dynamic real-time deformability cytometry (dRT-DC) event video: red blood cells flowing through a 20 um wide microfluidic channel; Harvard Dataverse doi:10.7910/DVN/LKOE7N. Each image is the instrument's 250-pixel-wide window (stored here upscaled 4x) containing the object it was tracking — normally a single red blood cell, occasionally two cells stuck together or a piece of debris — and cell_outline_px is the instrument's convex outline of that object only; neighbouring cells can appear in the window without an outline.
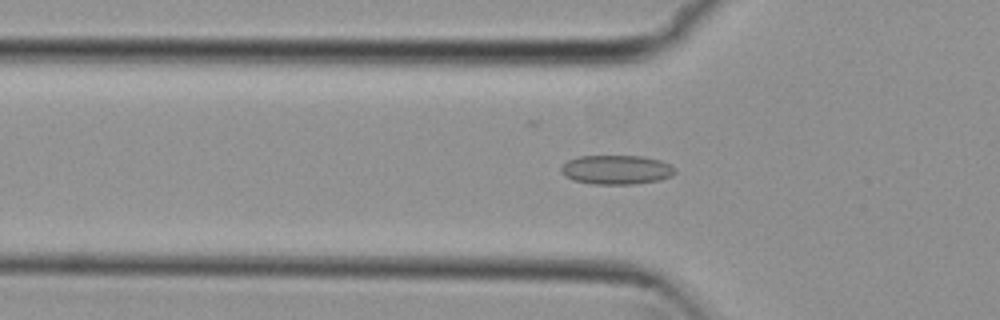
{"species": "common noctule bat (a hibernating species)", "species_latin": "Nyctalus noctula", "temperature_condition": "cold", "stored_images_in_passage": 55, "camera_frame_rate_fps": 3000, "um_per_image_px": 0.085, "animal": {"sex": "female", "body_mass_g": 29.2, "forearm_length_mm": 56.3}, "frame": {"image": 1, "passage_image": 18, "time_ms": 5.667, "image_size_px": [1000, 320], "cell_outline_px": [[676, 172], [672, 176], [660, 180], [632, 184], [592, 184], [572, 180], [564, 176], [560, 172], [560, 168], [568, 160], [580, 156], [644, 156], [660, 160], [676, 168]], "centroid_in_image_um": [52.39, 14.43], "position_along_channel_um": 73.4, "area_um2": 19.54}}
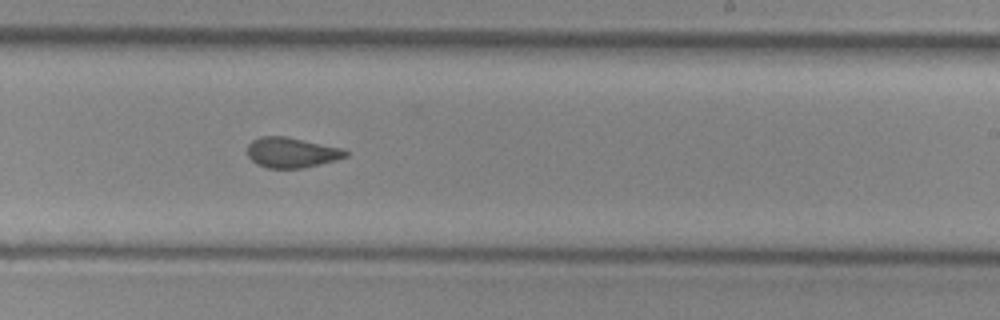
{"frame": {"image": 2, "passage_image": 33, "time_ms": 10.667, "image_size_px": [1000, 320], "cell_outline_px": [[348, 156], [336, 160], [304, 168], [268, 168], [256, 164], [248, 156], [248, 144], [252, 140], [260, 136], [288, 136], [340, 148], [348, 152]], "centroid_in_image_um": [24.77, 12.96], "position_along_channel_um": 264.2, "area_um2": 17.34}}
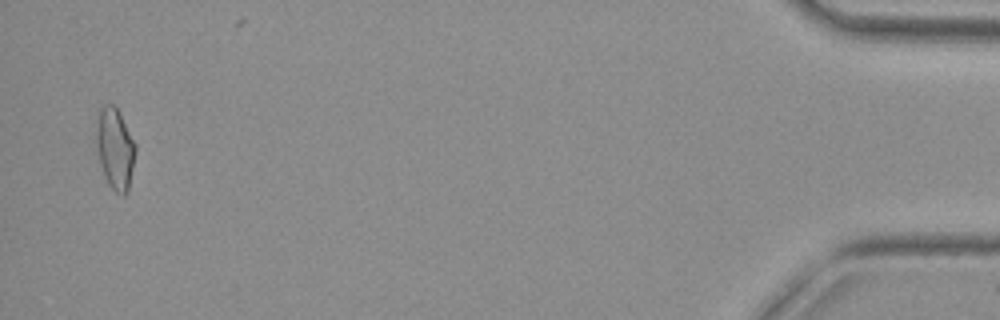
{"frame": {"image": 3, "passage_image": 53, "time_ms": 17.333, "image_size_px": [1000, 320], "cell_outline_px": [[136, 152], [128, 192], [124, 196], [120, 196], [108, 184], [104, 176], [100, 164], [96, 144], [96, 116], [100, 108], [104, 104], [112, 104], [116, 108], [136, 144]], "centroid_in_image_um": [9.77, 12.65], "position_along_channel_um": 425.4, "area_um2": 18.67}, "authors_computed_cell_mechanics": {"area_um2": 18.1492, "velocity_mm_per_s": 3.8181, "shape_relaxation_time_tau1_ms": null, "shape_relaxation_time_tau2_ms": 1.6787, "deformation_change_tau1": null, "deformation_change_tau2": 0.0877}}